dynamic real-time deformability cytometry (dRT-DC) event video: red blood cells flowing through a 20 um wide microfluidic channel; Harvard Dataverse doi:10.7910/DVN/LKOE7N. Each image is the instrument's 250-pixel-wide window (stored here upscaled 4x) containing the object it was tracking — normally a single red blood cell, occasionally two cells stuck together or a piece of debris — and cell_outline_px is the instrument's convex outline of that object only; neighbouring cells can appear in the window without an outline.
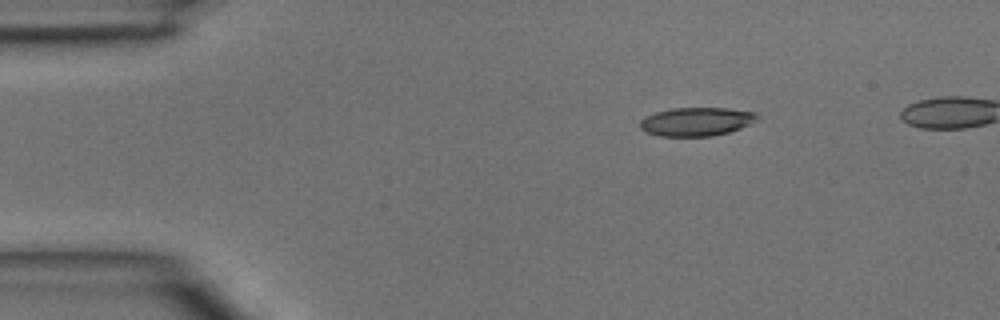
{"species": "common noctule bat (a hibernating species)", "species_latin": "Nyctalus noctula", "temperature_condition": "room temperature", "stored_images_in_passage": 3, "camera_frame_rate_fps": 3000, "um_per_image_px": 0.085, "animal": {"sex": "male", "body_mass_g": 15.6}, "frame": {"image": 1, "passage_image": 1, "time_ms": 0.0, "image_size_px": [1000, 320], "cell_outline_px": [[760, 116], [756, 120], [740, 128], [728, 132], [712, 136], [660, 136], [644, 132], [640, 128], [640, 120], [644, 116], [656, 112], [672, 108], [728, 108], [756, 112]], "centroid_in_image_um": [59.17, 10.33], "position_along_channel_um": 25.8, "area_um2": 19.59}}